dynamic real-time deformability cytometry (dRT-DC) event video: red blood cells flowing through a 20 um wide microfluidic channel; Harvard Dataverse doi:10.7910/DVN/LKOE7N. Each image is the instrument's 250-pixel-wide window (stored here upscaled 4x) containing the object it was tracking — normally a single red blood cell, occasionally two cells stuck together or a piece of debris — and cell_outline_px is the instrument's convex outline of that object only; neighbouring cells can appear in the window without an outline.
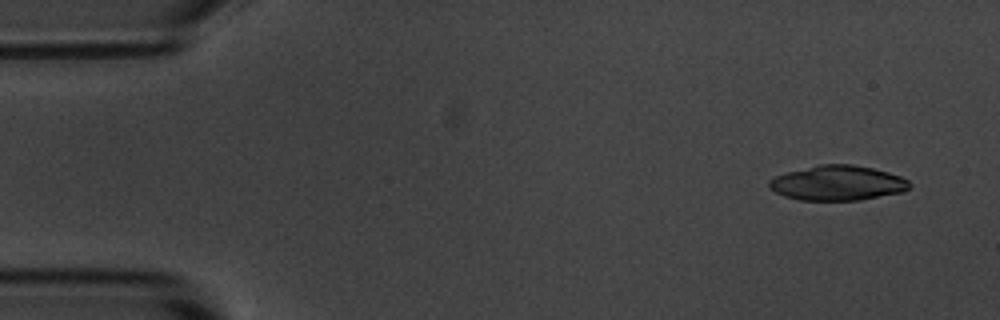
{"species": "common noctule bat (a hibernating species)", "species_latin": "Nyctalus noctula", "temperature_condition": "room temperature", "stored_images_in_passage": 5, "camera_frame_rate_fps": 3000, "um_per_image_px": 0.085, "animal": {"sex": "male", "body_mass_g": 20.1, "forearm_length_mm": 53.5}, "frame": {"image": 1, "passage_image": 1, "time_ms": 0.0, "image_size_px": [1000, 320], "cell_outline_px": [[912, 184], [904, 192], [860, 200], [800, 200], [784, 196], [768, 188], [768, 180], [784, 172], [820, 164], [852, 164], [872, 168], [888, 172], [900, 176], [908, 180]], "centroid_in_image_um": [71.18, 15.55], "position_along_channel_um": 13.8, "area_um2": 28.73}}